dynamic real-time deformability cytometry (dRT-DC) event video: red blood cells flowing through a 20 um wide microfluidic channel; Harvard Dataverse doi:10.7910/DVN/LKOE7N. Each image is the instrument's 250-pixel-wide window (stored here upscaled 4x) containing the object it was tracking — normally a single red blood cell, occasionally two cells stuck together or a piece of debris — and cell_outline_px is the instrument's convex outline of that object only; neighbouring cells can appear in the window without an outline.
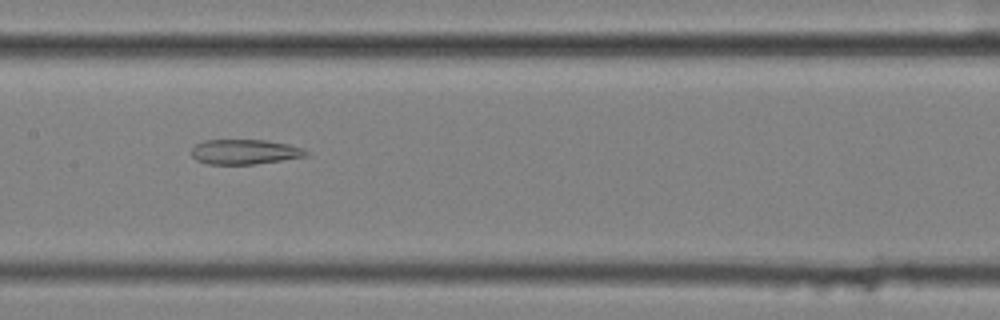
{"species": "common noctule bat (a hibernating species)", "species_latin": "Nyctalus noctula", "temperature_condition": "cold", "stored_images_in_passage": 47, "segment_of_instrument_passage": [2, 2], "camera_frame_rate_fps": 3000, "um_per_image_px": 0.085, "animal": {"sex": "female", "body_mass_g": 25.1}, "frame": {"image": 1, "passage_image": 18, "time_ms": 5.667, "image_size_px": [1000, 320], "cell_outline_px": [[308, 156], [256, 164], [208, 164], [196, 160], [192, 156], [192, 148], [196, 144], [204, 140], [268, 140], [288, 144], [304, 148], [308, 152]], "centroid_in_image_um": [20.82, 12.9], "position_along_channel_um": 186.6, "area_um2": 16.7}}
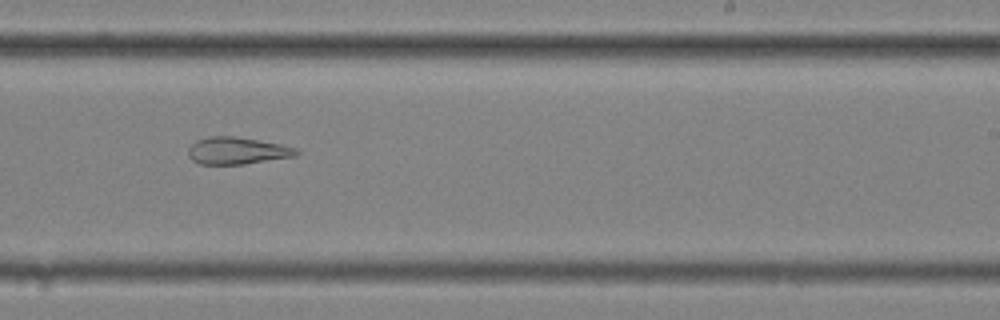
{"frame": {"image": 2, "passage_image": 25, "time_ms": 8.0, "image_size_px": [1000, 320], "cell_outline_px": [[300, 152], [296, 156], [244, 164], [200, 164], [192, 160], [188, 156], [188, 148], [196, 140], [208, 136], [236, 136], [280, 144], [296, 148]], "centroid_in_image_um": [20.14, 12.81], "position_along_channel_um": 268.9, "area_um2": 17.11}}
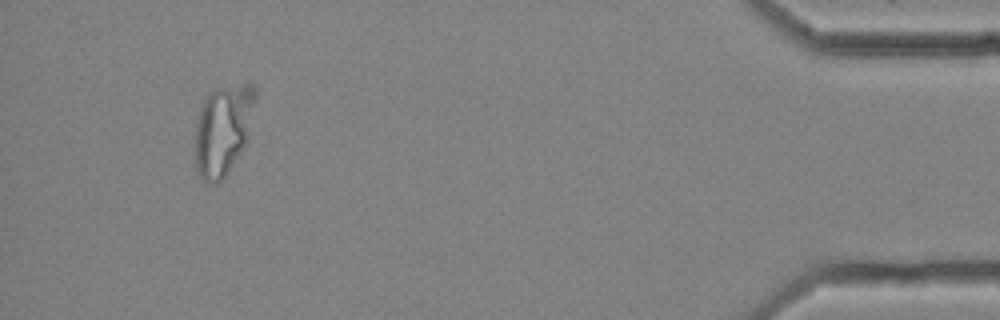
{"frame": {"image": 3, "passage_image": 43, "time_ms": 14.0, "image_size_px": [1000, 320], "cell_outline_px": [[256, 96], [244, 144], [228, 172], [216, 184], [208, 184], [200, 176], [196, 168], [196, 124], [200, 108], [208, 92], [216, 88], [244, 84], [256, 84]], "centroid_in_image_um": [18.93, 11.0], "position_along_channel_um": 416.3, "area_um2": 31.1}}